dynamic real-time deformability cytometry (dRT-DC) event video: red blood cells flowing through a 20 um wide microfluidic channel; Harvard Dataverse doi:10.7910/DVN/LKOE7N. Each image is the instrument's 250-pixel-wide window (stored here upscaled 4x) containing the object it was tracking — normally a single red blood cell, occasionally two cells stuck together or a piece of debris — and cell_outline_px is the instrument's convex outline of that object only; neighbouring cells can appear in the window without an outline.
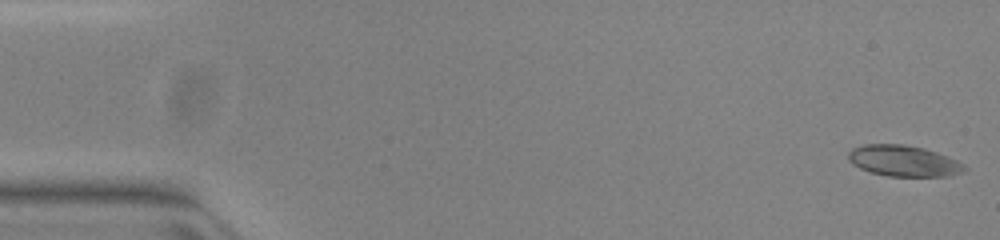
{"species": "common noctule bat (a hibernating species)", "species_latin": "Nyctalus noctula", "temperature_condition": "warm", "stored_images_in_passage": 51, "camera_frame_rate_fps": 3000, "um_per_image_px": 0.085, "animal": {"sex": "female", "body_mass_g": 23.0, "forearm_length_mm": 53.4}, "frame": {"image": 1, "passage_image": 1, "time_ms": 0.0, "image_size_px": [1000, 240], "cell_outline_px": [[968, 168], [964, 172], [948, 176], [888, 176], [872, 172], [860, 168], [852, 164], [848, 160], [848, 152], [852, 148], [864, 144], [904, 144], [924, 148], [936, 152], [956, 160], [964, 164]], "centroid_in_image_um": [76.8, 13.67], "position_along_channel_um": 8.2, "area_um2": 21.04}}
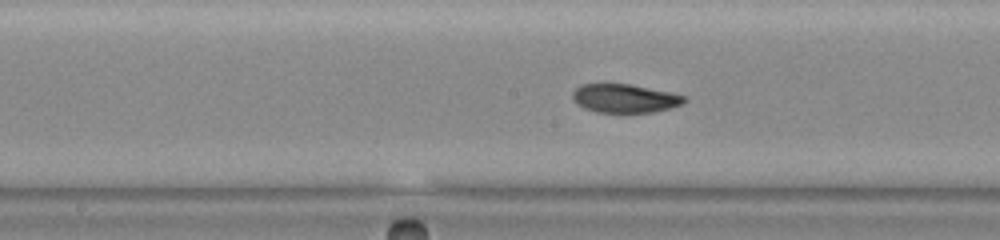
{"frame": {"image": 2, "passage_image": 26, "time_ms": 8.333, "image_size_px": [1000, 240], "cell_outline_px": [[688, 100], [684, 104], [672, 108], [652, 112], [596, 112], [584, 108], [576, 104], [572, 100], [572, 92], [580, 84], [632, 84], [668, 92], [684, 96]], "centroid_in_image_um": [53.09, 8.36], "position_along_channel_um": 195.1, "area_um2": 18.73}}
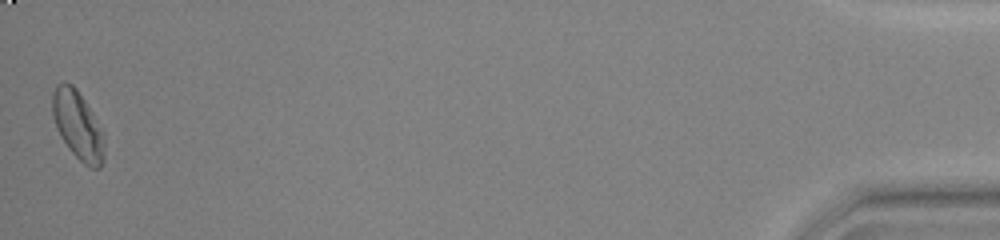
{"frame": {"image": 3, "passage_image": 51, "time_ms": 16.667, "image_size_px": [1000, 240], "cell_outline_px": [[104, 160], [100, 168], [92, 168], [84, 164], [68, 148], [60, 136], [56, 128], [52, 112], [52, 92], [56, 84], [64, 80], [72, 84], [76, 88], [84, 100], [100, 132], [104, 148]], "centroid_in_image_um": [6.54, 10.63], "position_along_channel_um": 428.7, "area_um2": 20.17}, "authors_computed_cell_mechanics": {"area_um2": 19.652, "velocity_mm_per_s": 3.9711, "shape_relaxation_time_tau1_ms": 4.7442, "shape_relaxation_time_tau2_ms": 2.0898, "deformation_change_tau1": 0.1528, "deformation_change_tau2": 0.0614}}